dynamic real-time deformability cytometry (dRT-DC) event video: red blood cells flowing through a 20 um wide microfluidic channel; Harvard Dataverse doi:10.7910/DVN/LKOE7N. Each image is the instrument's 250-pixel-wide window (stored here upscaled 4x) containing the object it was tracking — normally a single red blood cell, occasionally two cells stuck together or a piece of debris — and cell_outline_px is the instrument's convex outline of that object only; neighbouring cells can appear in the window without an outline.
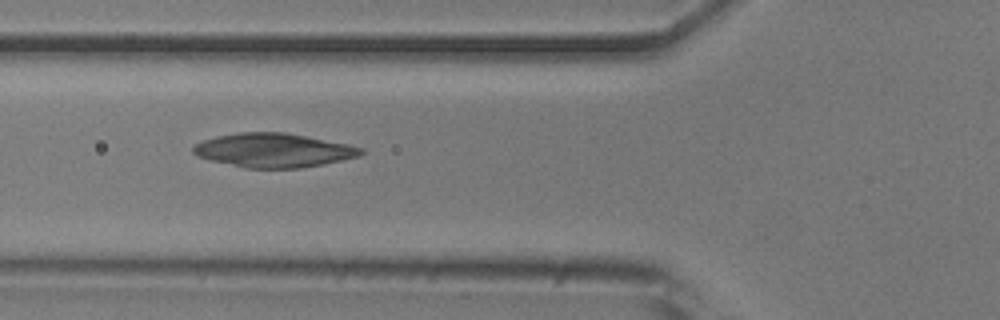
{"species": "common noctule bat (a hibernating species)", "species_latin": "Nyctalus noctula", "temperature_condition": "room temperature", "stored_images_in_passage": 34, "camera_frame_rate_fps": 3000, "um_per_image_px": 0.085, "animal": {"sex": "male", "body_mass_g": 20.5, "forearm_length_mm": 52.5}, "frame": {"image": 1, "passage_image": 8, "time_ms": 2.333, "image_size_px": [1000, 320], "cell_outline_px": [[364, 152], [360, 156], [300, 168], [244, 168], [196, 156], [192, 152], [192, 148], [196, 144], [204, 140], [216, 136], [240, 132], [284, 132], [348, 144], [364, 148]], "centroid_in_image_um": [23.24, 12.77], "position_along_channel_um": 102.6, "area_um2": 33.0}}
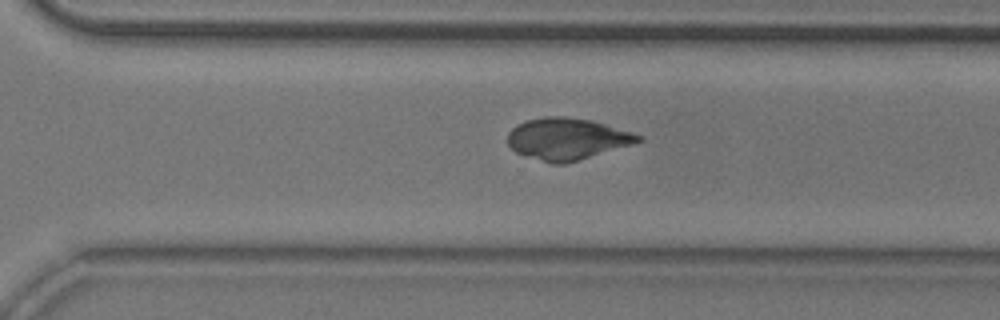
{"frame": {"image": 2, "passage_image": 25, "time_ms": 8.0, "image_size_px": [1000, 320], "cell_outline_px": [[644, 140], [632, 144], [564, 164], [552, 164], [516, 152], [508, 144], [508, 132], [516, 124], [524, 120], [548, 116], [564, 116], [592, 120], [632, 132], [644, 136]], "centroid_in_image_um": [48.2, 11.79], "position_along_channel_um": 322.4, "area_um2": 31.62}}
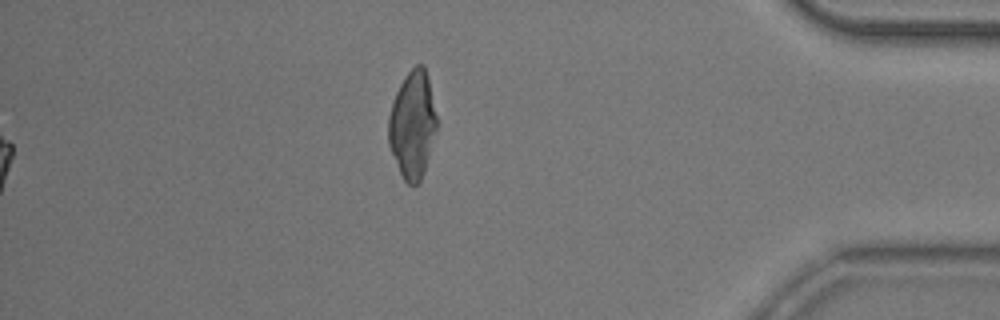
{"frame": {"image": 3, "passage_image": 34, "time_ms": 11.0, "image_size_px": [1000, 320], "cell_outline_px": [[436, 128], [424, 172], [420, 180], [416, 184], [408, 184], [404, 180], [400, 172], [388, 144], [388, 116], [396, 92], [400, 84], [408, 72], [416, 64], [424, 64], [428, 76], [436, 116]], "centroid_in_image_um": [35.05, 10.57], "position_along_channel_um": 400.2, "area_um2": 29.77}}